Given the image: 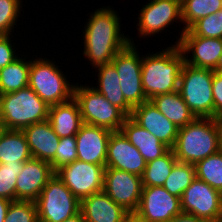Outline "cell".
I'll use <instances>...</instances> for the list:
<instances>
[{
    "mask_svg": "<svg viewBox=\"0 0 222 222\" xmlns=\"http://www.w3.org/2000/svg\"><path fill=\"white\" fill-rule=\"evenodd\" d=\"M84 35V56L93 67L112 62L116 54L132 40L120 31V18L112 8H100L91 14Z\"/></svg>",
    "mask_w": 222,
    "mask_h": 222,
    "instance_id": "obj_1",
    "label": "cell"
},
{
    "mask_svg": "<svg viewBox=\"0 0 222 222\" xmlns=\"http://www.w3.org/2000/svg\"><path fill=\"white\" fill-rule=\"evenodd\" d=\"M222 149V121L215 118H195L179 128L172 150L180 162L196 164Z\"/></svg>",
    "mask_w": 222,
    "mask_h": 222,
    "instance_id": "obj_2",
    "label": "cell"
},
{
    "mask_svg": "<svg viewBox=\"0 0 222 222\" xmlns=\"http://www.w3.org/2000/svg\"><path fill=\"white\" fill-rule=\"evenodd\" d=\"M142 57L141 79L147 100L178 90L181 70L185 63V56L178 44L171 45L160 53Z\"/></svg>",
    "mask_w": 222,
    "mask_h": 222,
    "instance_id": "obj_3",
    "label": "cell"
},
{
    "mask_svg": "<svg viewBox=\"0 0 222 222\" xmlns=\"http://www.w3.org/2000/svg\"><path fill=\"white\" fill-rule=\"evenodd\" d=\"M49 105L29 86L0 94V121L5 129L23 130L48 120Z\"/></svg>",
    "mask_w": 222,
    "mask_h": 222,
    "instance_id": "obj_4",
    "label": "cell"
},
{
    "mask_svg": "<svg viewBox=\"0 0 222 222\" xmlns=\"http://www.w3.org/2000/svg\"><path fill=\"white\" fill-rule=\"evenodd\" d=\"M213 72L186 63L182 67L178 92L196 118H214Z\"/></svg>",
    "mask_w": 222,
    "mask_h": 222,
    "instance_id": "obj_5",
    "label": "cell"
},
{
    "mask_svg": "<svg viewBox=\"0 0 222 222\" xmlns=\"http://www.w3.org/2000/svg\"><path fill=\"white\" fill-rule=\"evenodd\" d=\"M50 60L45 58L31 61L29 69V87L49 106L71 100L74 86Z\"/></svg>",
    "mask_w": 222,
    "mask_h": 222,
    "instance_id": "obj_6",
    "label": "cell"
},
{
    "mask_svg": "<svg viewBox=\"0 0 222 222\" xmlns=\"http://www.w3.org/2000/svg\"><path fill=\"white\" fill-rule=\"evenodd\" d=\"M73 98L78 102L82 121L85 124L120 131L128 117L120 108L112 105L94 87L74 86Z\"/></svg>",
    "mask_w": 222,
    "mask_h": 222,
    "instance_id": "obj_7",
    "label": "cell"
},
{
    "mask_svg": "<svg viewBox=\"0 0 222 222\" xmlns=\"http://www.w3.org/2000/svg\"><path fill=\"white\" fill-rule=\"evenodd\" d=\"M35 204L39 222H63L80 212L81 201L54 174Z\"/></svg>",
    "mask_w": 222,
    "mask_h": 222,
    "instance_id": "obj_8",
    "label": "cell"
},
{
    "mask_svg": "<svg viewBox=\"0 0 222 222\" xmlns=\"http://www.w3.org/2000/svg\"><path fill=\"white\" fill-rule=\"evenodd\" d=\"M105 165H96L80 160L60 167L56 176L80 201L103 191Z\"/></svg>",
    "mask_w": 222,
    "mask_h": 222,
    "instance_id": "obj_9",
    "label": "cell"
},
{
    "mask_svg": "<svg viewBox=\"0 0 222 222\" xmlns=\"http://www.w3.org/2000/svg\"><path fill=\"white\" fill-rule=\"evenodd\" d=\"M133 44L129 43L120 50L111 63L119 75L120 87L125 100L134 108L148 100L142 87V59Z\"/></svg>",
    "mask_w": 222,
    "mask_h": 222,
    "instance_id": "obj_10",
    "label": "cell"
},
{
    "mask_svg": "<svg viewBox=\"0 0 222 222\" xmlns=\"http://www.w3.org/2000/svg\"><path fill=\"white\" fill-rule=\"evenodd\" d=\"M180 201L183 213L207 222L222 221V193L198 178L184 191Z\"/></svg>",
    "mask_w": 222,
    "mask_h": 222,
    "instance_id": "obj_11",
    "label": "cell"
},
{
    "mask_svg": "<svg viewBox=\"0 0 222 222\" xmlns=\"http://www.w3.org/2000/svg\"><path fill=\"white\" fill-rule=\"evenodd\" d=\"M142 187L141 176L115 168H105L103 191L128 212L138 209Z\"/></svg>",
    "mask_w": 222,
    "mask_h": 222,
    "instance_id": "obj_12",
    "label": "cell"
},
{
    "mask_svg": "<svg viewBox=\"0 0 222 222\" xmlns=\"http://www.w3.org/2000/svg\"><path fill=\"white\" fill-rule=\"evenodd\" d=\"M178 45L185 56L186 64L214 71L222 70L221 38L195 36L189 30H185ZM191 51L192 59H189L186 55Z\"/></svg>",
    "mask_w": 222,
    "mask_h": 222,
    "instance_id": "obj_13",
    "label": "cell"
},
{
    "mask_svg": "<svg viewBox=\"0 0 222 222\" xmlns=\"http://www.w3.org/2000/svg\"><path fill=\"white\" fill-rule=\"evenodd\" d=\"M135 212L148 222H167L182 213L181 201L163 186L142 187L140 203Z\"/></svg>",
    "mask_w": 222,
    "mask_h": 222,
    "instance_id": "obj_14",
    "label": "cell"
},
{
    "mask_svg": "<svg viewBox=\"0 0 222 222\" xmlns=\"http://www.w3.org/2000/svg\"><path fill=\"white\" fill-rule=\"evenodd\" d=\"M182 20L181 0H150L139 13L138 31L142 37L154 35L174 20Z\"/></svg>",
    "mask_w": 222,
    "mask_h": 222,
    "instance_id": "obj_15",
    "label": "cell"
},
{
    "mask_svg": "<svg viewBox=\"0 0 222 222\" xmlns=\"http://www.w3.org/2000/svg\"><path fill=\"white\" fill-rule=\"evenodd\" d=\"M105 167L142 176L146 162L121 131H113L108 141Z\"/></svg>",
    "mask_w": 222,
    "mask_h": 222,
    "instance_id": "obj_16",
    "label": "cell"
},
{
    "mask_svg": "<svg viewBox=\"0 0 222 222\" xmlns=\"http://www.w3.org/2000/svg\"><path fill=\"white\" fill-rule=\"evenodd\" d=\"M54 174L51 164L47 161L31 158L23 162L17 177L16 200L35 202Z\"/></svg>",
    "mask_w": 222,
    "mask_h": 222,
    "instance_id": "obj_17",
    "label": "cell"
},
{
    "mask_svg": "<svg viewBox=\"0 0 222 222\" xmlns=\"http://www.w3.org/2000/svg\"><path fill=\"white\" fill-rule=\"evenodd\" d=\"M111 133L112 131L109 129L83 123L75 135L77 160L105 165Z\"/></svg>",
    "mask_w": 222,
    "mask_h": 222,
    "instance_id": "obj_18",
    "label": "cell"
},
{
    "mask_svg": "<svg viewBox=\"0 0 222 222\" xmlns=\"http://www.w3.org/2000/svg\"><path fill=\"white\" fill-rule=\"evenodd\" d=\"M130 117L170 149L174 147L179 128L169 121L150 100L134 107Z\"/></svg>",
    "mask_w": 222,
    "mask_h": 222,
    "instance_id": "obj_19",
    "label": "cell"
},
{
    "mask_svg": "<svg viewBox=\"0 0 222 222\" xmlns=\"http://www.w3.org/2000/svg\"><path fill=\"white\" fill-rule=\"evenodd\" d=\"M80 211L86 222H123L129 213L104 191L83 198Z\"/></svg>",
    "mask_w": 222,
    "mask_h": 222,
    "instance_id": "obj_20",
    "label": "cell"
},
{
    "mask_svg": "<svg viewBox=\"0 0 222 222\" xmlns=\"http://www.w3.org/2000/svg\"><path fill=\"white\" fill-rule=\"evenodd\" d=\"M22 132L26 137L32 158L49 163L55 158L60 137L54 132L48 120L31 124Z\"/></svg>",
    "mask_w": 222,
    "mask_h": 222,
    "instance_id": "obj_21",
    "label": "cell"
},
{
    "mask_svg": "<svg viewBox=\"0 0 222 222\" xmlns=\"http://www.w3.org/2000/svg\"><path fill=\"white\" fill-rule=\"evenodd\" d=\"M120 131L135 146L146 163L164 155L170 148L128 116Z\"/></svg>",
    "mask_w": 222,
    "mask_h": 222,
    "instance_id": "obj_22",
    "label": "cell"
},
{
    "mask_svg": "<svg viewBox=\"0 0 222 222\" xmlns=\"http://www.w3.org/2000/svg\"><path fill=\"white\" fill-rule=\"evenodd\" d=\"M48 121L60 138L75 136L83 124L78 102L72 98L67 102L51 105Z\"/></svg>",
    "mask_w": 222,
    "mask_h": 222,
    "instance_id": "obj_23",
    "label": "cell"
},
{
    "mask_svg": "<svg viewBox=\"0 0 222 222\" xmlns=\"http://www.w3.org/2000/svg\"><path fill=\"white\" fill-rule=\"evenodd\" d=\"M98 70V84L95 88L112 104L120 108L127 116H131L133 107L125 100L120 87V79L112 63L96 68Z\"/></svg>",
    "mask_w": 222,
    "mask_h": 222,
    "instance_id": "obj_24",
    "label": "cell"
},
{
    "mask_svg": "<svg viewBox=\"0 0 222 222\" xmlns=\"http://www.w3.org/2000/svg\"><path fill=\"white\" fill-rule=\"evenodd\" d=\"M152 104L178 128L191 123L196 117L177 91L154 96Z\"/></svg>",
    "mask_w": 222,
    "mask_h": 222,
    "instance_id": "obj_25",
    "label": "cell"
},
{
    "mask_svg": "<svg viewBox=\"0 0 222 222\" xmlns=\"http://www.w3.org/2000/svg\"><path fill=\"white\" fill-rule=\"evenodd\" d=\"M31 158L22 130L5 129L0 136V164H23Z\"/></svg>",
    "mask_w": 222,
    "mask_h": 222,
    "instance_id": "obj_26",
    "label": "cell"
},
{
    "mask_svg": "<svg viewBox=\"0 0 222 222\" xmlns=\"http://www.w3.org/2000/svg\"><path fill=\"white\" fill-rule=\"evenodd\" d=\"M30 66L31 61L19 57L0 69V94L11 93L28 87Z\"/></svg>",
    "mask_w": 222,
    "mask_h": 222,
    "instance_id": "obj_27",
    "label": "cell"
},
{
    "mask_svg": "<svg viewBox=\"0 0 222 222\" xmlns=\"http://www.w3.org/2000/svg\"><path fill=\"white\" fill-rule=\"evenodd\" d=\"M177 161L174 151L169 149L161 157L146 163L143 175L141 176L142 186H163Z\"/></svg>",
    "mask_w": 222,
    "mask_h": 222,
    "instance_id": "obj_28",
    "label": "cell"
},
{
    "mask_svg": "<svg viewBox=\"0 0 222 222\" xmlns=\"http://www.w3.org/2000/svg\"><path fill=\"white\" fill-rule=\"evenodd\" d=\"M222 9V0H181V22L186 25L181 31V36L176 44H179L182 34L196 21Z\"/></svg>",
    "mask_w": 222,
    "mask_h": 222,
    "instance_id": "obj_29",
    "label": "cell"
},
{
    "mask_svg": "<svg viewBox=\"0 0 222 222\" xmlns=\"http://www.w3.org/2000/svg\"><path fill=\"white\" fill-rule=\"evenodd\" d=\"M196 178L222 193V149L195 165Z\"/></svg>",
    "mask_w": 222,
    "mask_h": 222,
    "instance_id": "obj_30",
    "label": "cell"
},
{
    "mask_svg": "<svg viewBox=\"0 0 222 222\" xmlns=\"http://www.w3.org/2000/svg\"><path fill=\"white\" fill-rule=\"evenodd\" d=\"M196 178L194 164L177 161L163 187L172 195L181 198L184 191Z\"/></svg>",
    "mask_w": 222,
    "mask_h": 222,
    "instance_id": "obj_31",
    "label": "cell"
},
{
    "mask_svg": "<svg viewBox=\"0 0 222 222\" xmlns=\"http://www.w3.org/2000/svg\"><path fill=\"white\" fill-rule=\"evenodd\" d=\"M188 30L195 36L222 39V9L199 19Z\"/></svg>",
    "mask_w": 222,
    "mask_h": 222,
    "instance_id": "obj_32",
    "label": "cell"
},
{
    "mask_svg": "<svg viewBox=\"0 0 222 222\" xmlns=\"http://www.w3.org/2000/svg\"><path fill=\"white\" fill-rule=\"evenodd\" d=\"M23 164H0V197L15 201L17 177Z\"/></svg>",
    "mask_w": 222,
    "mask_h": 222,
    "instance_id": "obj_33",
    "label": "cell"
},
{
    "mask_svg": "<svg viewBox=\"0 0 222 222\" xmlns=\"http://www.w3.org/2000/svg\"><path fill=\"white\" fill-rule=\"evenodd\" d=\"M4 222H39L35 202L11 201Z\"/></svg>",
    "mask_w": 222,
    "mask_h": 222,
    "instance_id": "obj_34",
    "label": "cell"
},
{
    "mask_svg": "<svg viewBox=\"0 0 222 222\" xmlns=\"http://www.w3.org/2000/svg\"><path fill=\"white\" fill-rule=\"evenodd\" d=\"M75 160H77L76 137L60 138L55 158L50 162L52 170L55 172L60 167L70 164Z\"/></svg>",
    "mask_w": 222,
    "mask_h": 222,
    "instance_id": "obj_35",
    "label": "cell"
},
{
    "mask_svg": "<svg viewBox=\"0 0 222 222\" xmlns=\"http://www.w3.org/2000/svg\"><path fill=\"white\" fill-rule=\"evenodd\" d=\"M20 0H0V35H10L21 11Z\"/></svg>",
    "mask_w": 222,
    "mask_h": 222,
    "instance_id": "obj_36",
    "label": "cell"
},
{
    "mask_svg": "<svg viewBox=\"0 0 222 222\" xmlns=\"http://www.w3.org/2000/svg\"><path fill=\"white\" fill-rule=\"evenodd\" d=\"M214 118L222 121V70L213 72Z\"/></svg>",
    "mask_w": 222,
    "mask_h": 222,
    "instance_id": "obj_37",
    "label": "cell"
},
{
    "mask_svg": "<svg viewBox=\"0 0 222 222\" xmlns=\"http://www.w3.org/2000/svg\"><path fill=\"white\" fill-rule=\"evenodd\" d=\"M9 35H0V69L6 67L8 64L14 62L19 58L10 43Z\"/></svg>",
    "mask_w": 222,
    "mask_h": 222,
    "instance_id": "obj_38",
    "label": "cell"
},
{
    "mask_svg": "<svg viewBox=\"0 0 222 222\" xmlns=\"http://www.w3.org/2000/svg\"><path fill=\"white\" fill-rule=\"evenodd\" d=\"M167 222H207V221L202 218H198L194 215L182 212L181 214L172 217Z\"/></svg>",
    "mask_w": 222,
    "mask_h": 222,
    "instance_id": "obj_39",
    "label": "cell"
},
{
    "mask_svg": "<svg viewBox=\"0 0 222 222\" xmlns=\"http://www.w3.org/2000/svg\"><path fill=\"white\" fill-rule=\"evenodd\" d=\"M11 201L0 197V222L5 221L6 213Z\"/></svg>",
    "mask_w": 222,
    "mask_h": 222,
    "instance_id": "obj_40",
    "label": "cell"
},
{
    "mask_svg": "<svg viewBox=\"0 0 222 222\" xmlns=\"http://www.w3.org/2000/svg\"><path fill=\"white\" fill-rule=\"evenodd\" d=\"M123 222H148L140 217L136 212H129Z\"/></svg>",
    "mask_w": 222,
    "mask_h": 222,
    "instance_id": "obj_41",
    "label": "cell"
},
{
    "mask_svg": "<svg viewBox=\"0 0 222 222\" xmlns=\"http://www.w3.org/2000/svg\"><path fill=\"white\" fill-rule=\"evenodd\" d=\"M63 222H86V221L84 219L82 212L80 211L79 213L75 214L74 216L67 218Z\"/></svg>",
    "mask_w": 222,
    "mask_h": 222,
    "instance_id": "obj_42",
    "label": "cell"
},
{
    "mask_svg": "<svg viewBox=\"0 0 222 222\" xmlns=\"http://www.w3.org/2000/svg\"><path fill=\"white\" fill-rule=\"evenodd\" d=\"M4 130H5V127H4V125L2 124V122L0 121V136H1V134L4 132Z\"/></svg>",
    "mask_w": 222,
    "mask_h": 222,
    "instance_id": "obj_43",
    "label": "cell"
}]
</instances>
